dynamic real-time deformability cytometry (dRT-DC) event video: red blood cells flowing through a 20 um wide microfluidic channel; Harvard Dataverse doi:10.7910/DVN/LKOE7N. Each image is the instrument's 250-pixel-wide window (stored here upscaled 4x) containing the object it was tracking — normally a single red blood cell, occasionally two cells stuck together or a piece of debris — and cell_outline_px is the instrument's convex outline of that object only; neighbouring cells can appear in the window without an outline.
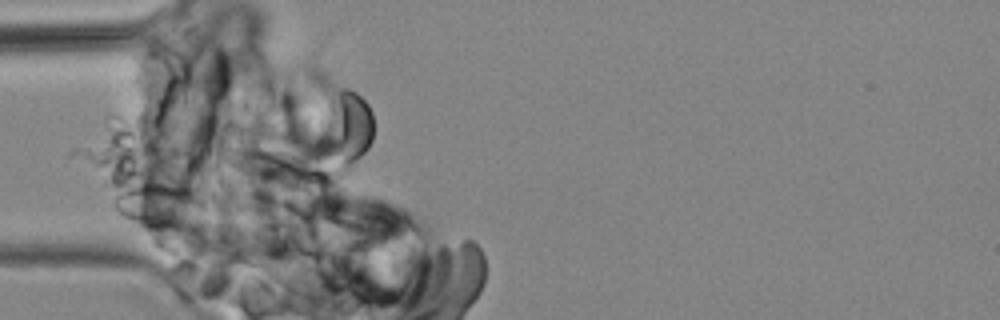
{"species": "common noctule bat (a hibernating species)", "species_latin": "Nyctalus noctula", "temperature_condition": "cold", "stored_images_in_passage": 11, "camera_frame_rate_fps": 3000, "um_per_image_px": 0.085, "animal": {"sex": "male", "body_mass_g": 19.2, "forearm_length_mm": 51.8}, "frame": {"image": 1, "passage_image": 10, "time_ms": 12.0, "image_size_px": [1000, 320], "cell_outline_px": [[220, 216], [208, 224], [192, 228], [144, 228], [124, 216], [112, 204], [112, 196], [116, 192], [128, 184], [168, 184], [196, 188], [204, 196]], "centroid_in_image_um": [13.95, 17.52], "position_along_channel_um": 71.0, "area_um2": 26.93}}